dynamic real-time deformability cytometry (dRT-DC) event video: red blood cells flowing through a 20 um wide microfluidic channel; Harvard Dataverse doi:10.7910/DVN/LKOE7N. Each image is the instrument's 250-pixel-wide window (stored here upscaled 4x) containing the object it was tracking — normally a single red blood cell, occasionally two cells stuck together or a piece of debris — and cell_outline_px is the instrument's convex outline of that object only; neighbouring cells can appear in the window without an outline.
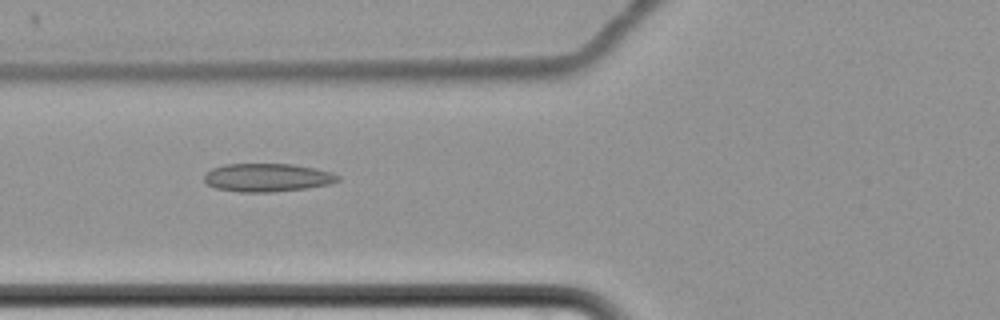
{"species": "common noctule bat (a hibernating species)", "species_latin": "Nyctalus noctula", "temperature_condition": "cold", "stored_images_in_passage": 8, "camera_frame_rate_fps": 3000, "um_per_image_px": 0.085, "animal": {"sex": "female", "body_mass_g": 22.7, "forearm_length_mm": 54.2}, "frame": {"image": 1, "passage_image": 8, "time_ms": 8.333, "image_size_px": [1000, 320], "cell_outline_px": [[340, 180], [332, 184], [304, 188], [272, 192], [240, 192], [216, 188], [208, 184], [204, 180], [204, 176], [212, 168], [224, 164], [292, 164], [316, 168], [332, 172], [340, 176]], "centroid_in_image_um": [22.75, 15.09], "position_along_channel_um": 103.0, "area_um2": 22.02}}